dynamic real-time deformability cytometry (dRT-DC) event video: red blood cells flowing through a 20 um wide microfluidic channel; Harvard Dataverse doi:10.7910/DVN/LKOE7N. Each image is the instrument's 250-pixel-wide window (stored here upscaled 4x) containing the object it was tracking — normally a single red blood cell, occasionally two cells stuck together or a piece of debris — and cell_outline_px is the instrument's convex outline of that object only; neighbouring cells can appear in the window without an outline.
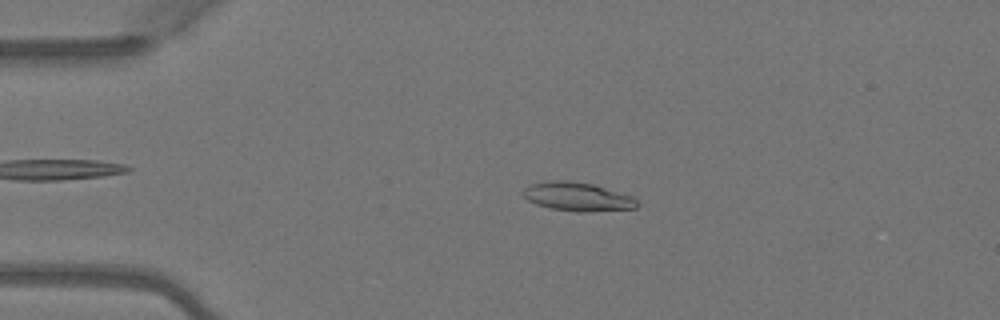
{"species": "Egyptian fruit bat (a non-hibernating species)", "species_latin": "Rousettus aegyptiacus", "temperature_condition": "warm", "stored_images_in_passage": 5, "camera_frame_rate_fps": 3000, "um_per_image_px": 0.085, "animal": {"sex": "female"}, "frame": {"image": 1, "passage_image": 4, "time_ms": 1.0, "image_size_px": [1000, 320], "cell_outline_px": [[640, 204], [636, 208], [584, 212], [576, 212], [552, 208], [536, 204], [528, 200], [520, 192], [528, 184], [548, 180], [568, 180], [592, 184], [632, 196]], "centroid_in_image_um": [49.04, 16.71], "position_along_channel_um": 36.0, "area_um2": 19.13}}